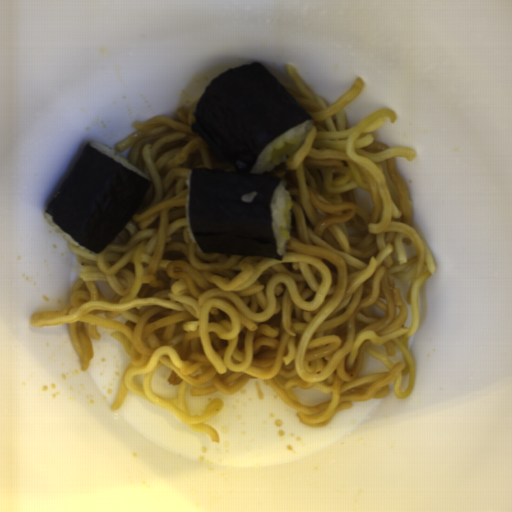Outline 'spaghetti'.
<instances>
[{"instance_id":"c7327b10","label":"spaghetti","mask_w":512,"mask_h":512,"mask_svg":"<svg viewBox=\"0 0 512 512\" xmlns=\"http://www.w3.org/2000/svg\"><path fill=\"white\" fill-rule=\"evenodd\" d=\"M279 81L313 119L296 152L261 175L284 183L292 200L291 238L282 260L203 253L187 231V180L193 168L235 172L191 123L197 102L177 118L157 115L115 150L150 180L124 228L99 253L68 239L80 264L67 304L34 312L30 325L66 324L82 372L94 355L98 327L111 330L130 357L110 407L130 393L219 442L204 422L225 403L213 399L191 415L185 392L201 397L238 393L261 379L310 427H324L353 402L407 398L415 363L408 341L421 323L419 293L437 264L412 226L414 205L396 160L413 161L406 146L378 142L375 131L397 114L382 108L350 125L345 107L365 83L357 78L332 105L296 68ZM387 372L358 374L364 356ZM172 369L178 396L153 393L150 379ZM317 388L331 400L300 404L294 389Z\"/></svg>"}]
</instances>
